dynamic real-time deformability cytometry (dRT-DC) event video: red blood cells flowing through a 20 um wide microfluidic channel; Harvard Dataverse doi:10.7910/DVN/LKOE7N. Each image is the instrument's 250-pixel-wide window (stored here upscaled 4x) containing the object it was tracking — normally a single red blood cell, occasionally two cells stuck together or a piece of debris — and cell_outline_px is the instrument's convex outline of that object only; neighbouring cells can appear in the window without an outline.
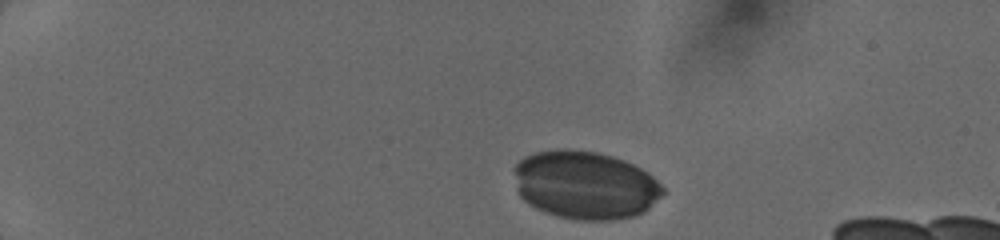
{"species": "human", "species_latin": "Homo sapiens", "temperature_condition": "cold", "stored_images_in_passage": 6, "camera_frame_rate_fps": 3000, "um_per_image_px": 0.085, "donor": {"sex": "female"}, "frame": {"image": 1, "passage_image": 1, "time_ms": 0.0, "image_size_px": [1000, 240], "cell_outline_px": [[664, 192], [644, 212], [632, 216], [608, 220], [580, 220], [560, 216], [544, 212], [536, 208], [524, 200], [520, 196], [516, 188], [512, 168], [524, 156], [536, 152], [556, 148], [568, 148], [596, 152], [612, 156], [624, 160], [648, 172], [664, 188]], "centroid_in_image_um": [49.69, 15.7], "position_along_channel_um": 35.3, "area_um2": 59.19}}